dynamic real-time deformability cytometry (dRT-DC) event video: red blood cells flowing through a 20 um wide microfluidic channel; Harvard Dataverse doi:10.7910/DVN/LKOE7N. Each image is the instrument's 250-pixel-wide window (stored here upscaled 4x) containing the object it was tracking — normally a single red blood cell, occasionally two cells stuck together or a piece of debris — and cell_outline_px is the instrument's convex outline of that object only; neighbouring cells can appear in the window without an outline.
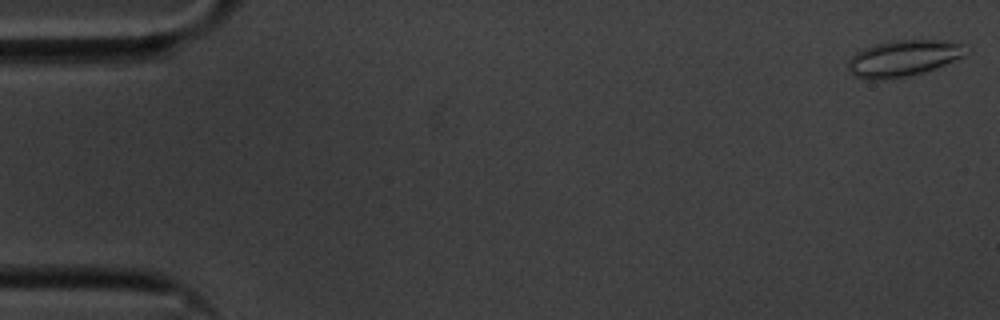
{"species": "common noctule bat (a hibernating species)", "species_latin": "Nyctalus noctula", "temperature_condition": "cold", "stored_images_in_passage": 56, "camera_frame_rate_fps": 3000, "um_per_image_px": 0.085, "animal": {"sex": "male", "body_mass_g": 20.1, "forearm_length_mm": 53.5}, "frame": {"image": 1, "passage_image": 1, "time_ms": 0.0, "image_size_px": [1000, 320], "cell_outline_px": [[972, 48], [964, 56], [936, 68], [904, 76], [884, 80], [872, 80], [852, 76], [848, 68], [848, 60], [856, 52], [864, 48], [876, 44], [892, 40], [944, 40], [964, 44]], "centroid_in_image_um": [76.81, 4.94], "position_along_channel_um": 8.2, "area_um2": 25.03}}
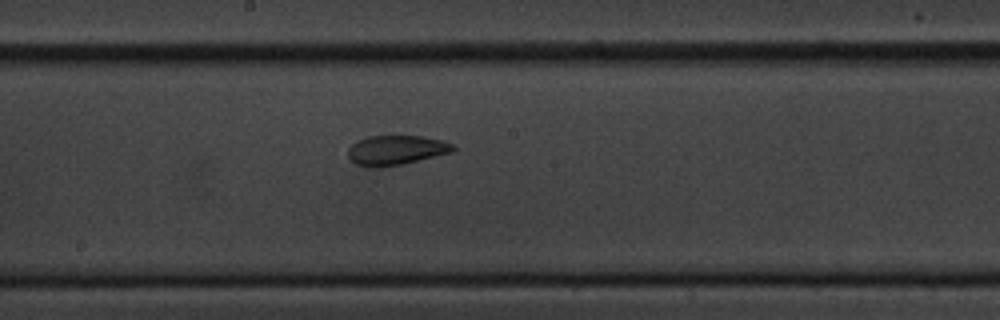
{"frame": {"image": 2, "passage_image": 30, "time_ms": 9.667, "image_size_px": [1000, 320], "cell_outline_px": [[456, 148], [452, 152], [400, 164], [376, 168], [368, 168], [356, 164], [348, 156], [348, 148], [356, 140], [368, 136], [424, 136], [444, 140], [452, 144]], "centroid_in_image_um": [33.64, 12.75], "position_along_channel_um": 214.6, "area_um2": 18.15}}
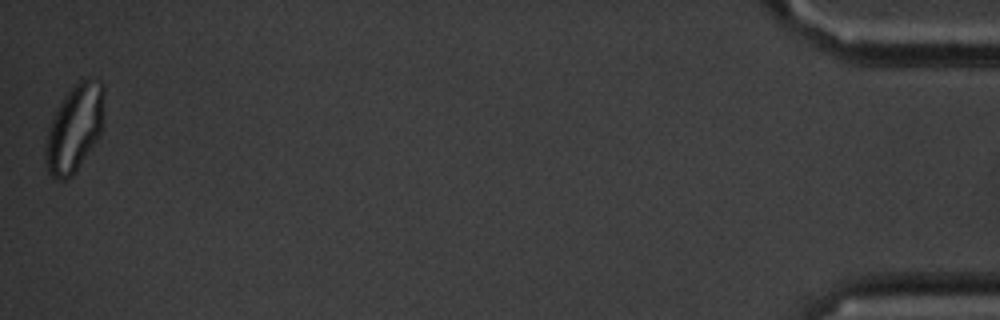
{"frame": {"image": 3, "passage_image": 56, "time_ms": 18.333, "image_size_px": [1000, 320], "cell_outline_px": [[104, 92], [100, 132], [96, 140], [72, 176], [64, 180], [52, 180], [48, 172], [44, 160], [44, 152], [48, 128], [56, 108], [72, 84], [88, 76], [100, 80], [104, 84]], "centroid_in_image_um": [6.29, 10.87], "position_along_channel_um": 428.9, "area_um2": 30.0}, "authors_computed_cell_mechanics": {"area_um2": 20.6635, "velocity_mm_per_s": 3.5427, "shape_relaxation_time_tau1_ms": null, "shape_relaxation_time_tau2_ms": 1.9731, "deformation_change_tau1": null, "deformation_change_tau2": 0.0801}}